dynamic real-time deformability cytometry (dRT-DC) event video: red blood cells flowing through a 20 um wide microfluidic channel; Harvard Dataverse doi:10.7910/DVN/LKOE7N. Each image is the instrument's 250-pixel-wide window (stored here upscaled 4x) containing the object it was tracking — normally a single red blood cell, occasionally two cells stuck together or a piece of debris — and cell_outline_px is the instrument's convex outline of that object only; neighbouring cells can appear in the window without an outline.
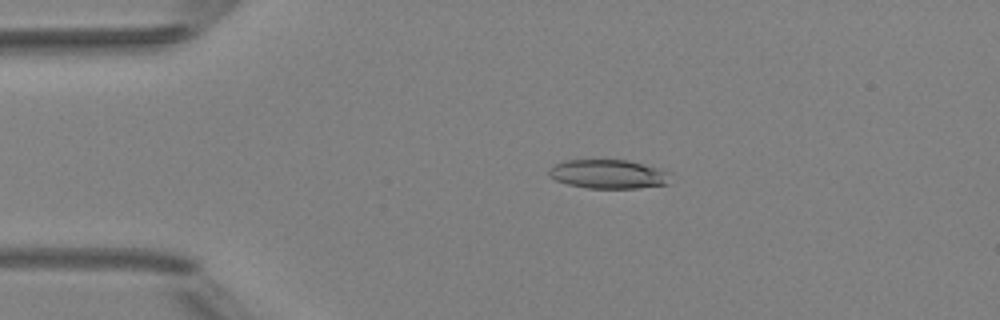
{"species": "Egyptian fruit bat (a non-hibernating species)", "species_latin": "Rousettus aegyptiacus", "temperature_condition": "room temperature", "stored_images_in_passage": 4, "camera_frame_rate_fps": 3000, "um_per_image_px": 0.085, "animal": {"sex": "female"}, "frame": {"image": 1, "passage_image": 4, "time_ms": 3.333, "image_size_px": [1000, 320], "cell_outline_px": [[672, 172], [668, 184], [636, 188], [588, 188], [568, 184], [556, 180], [548, 176], [548, 168], [564, 160], [628, 160], [664, 168]], "centroid_in_image_um": [51.76, 14.79], "position_along_channel_um": 33.2, "area_um2": 20.87}}